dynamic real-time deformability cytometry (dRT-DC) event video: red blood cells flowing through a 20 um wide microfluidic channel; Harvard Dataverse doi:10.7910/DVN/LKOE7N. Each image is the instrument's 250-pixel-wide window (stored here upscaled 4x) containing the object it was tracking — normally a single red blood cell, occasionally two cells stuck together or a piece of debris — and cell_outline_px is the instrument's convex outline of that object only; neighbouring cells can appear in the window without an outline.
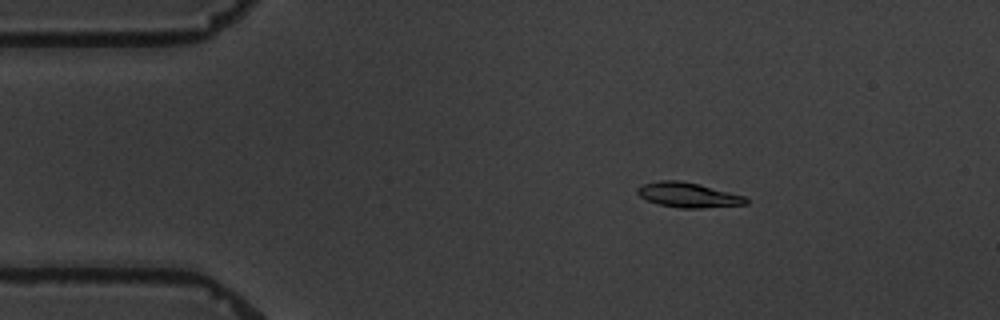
{"species": "common noctule bat (a hibernating species)", "species_latin": "Nyctalus noctula", "temperature_condition": "warm", "stored_images_in_passage": 5, "camera_frame_rate_fps": 3000, "um_per_image_px": 0.085, "animal": {"sex": "male", "body_mass_g": 19.5, "forearm_length_mm": 54.6}, "frame": {"image": 1, "passage_image": 2, "time_ms": 2.333, "image_size_px": [1000, 320], "cell_outline_px": [[748, 204], [700, 208], [680, 208], [660, 204], [648, 200], [640, 196], [636, 192], [636, 188], [644, 184], [660, 180], [680, 180], [700, 184], [744, 196], [748, 200]], "centroid_in_image_um": [58.49, 16.56], "position_along_channel_um": 26.5, "area_um2": 15.61}}